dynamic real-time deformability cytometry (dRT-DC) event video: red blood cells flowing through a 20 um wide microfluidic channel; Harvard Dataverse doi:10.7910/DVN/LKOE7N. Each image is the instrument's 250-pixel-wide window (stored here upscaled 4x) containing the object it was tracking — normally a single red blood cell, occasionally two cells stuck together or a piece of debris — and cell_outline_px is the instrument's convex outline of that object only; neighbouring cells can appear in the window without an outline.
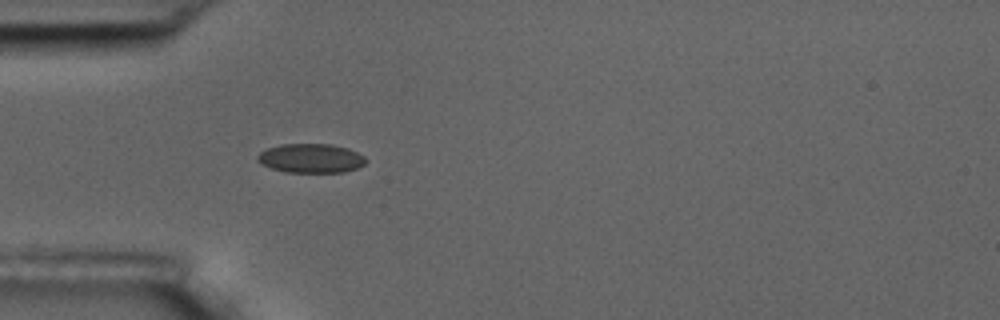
{"species": "common noctule bat (a hibernating species)", "species_latin": "Nyctalus noctula", "temperature_condition": "room temperature", "stored_images_in_passage": 5, "camera_frame_rate_fps": 3000, "um_per_image_px": 0.085, "animal": {"sex": "male", "body_mass_g": 17.5, "forearm_length_mm": 52.3}, "frame": {"image": 1, "passage_image": 5, "time_ms": 4.667, "image_size_px": [1000, 320], "cell_outline_px": [[368, 160], [364, 164], [356, 168], [344, 172], [284, 172], [260, 164], [256, 160], [256, 156], [260, 152], [268, 148], [280, 144], [332, 144], [348, 148], [364, 156]], "centroid_in_image_um": [26.41, 13.45], "position_along_channel_um": 58.6, "area_um2": 18.5}}